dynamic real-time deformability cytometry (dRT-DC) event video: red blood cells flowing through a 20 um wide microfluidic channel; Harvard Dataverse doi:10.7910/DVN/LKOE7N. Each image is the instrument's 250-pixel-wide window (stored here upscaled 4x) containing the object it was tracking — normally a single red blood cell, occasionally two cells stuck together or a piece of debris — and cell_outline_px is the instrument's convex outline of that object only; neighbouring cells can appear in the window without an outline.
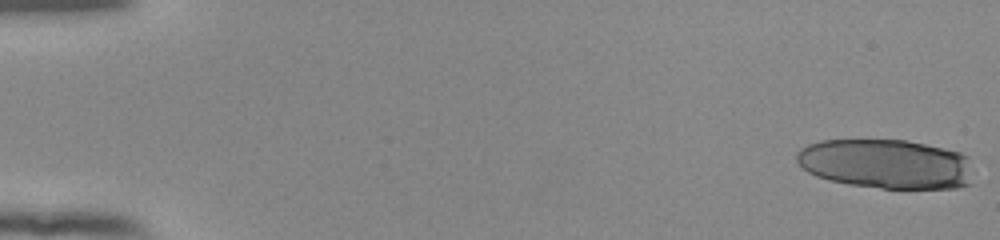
{"species": "human", "species_latin": "Homo sapiens", "temperature_condition": "room temperature", "stored_images_in_passage": 19, "camera_frame_rate_fps": 3000, "um_per_image_px": 0.085, "donor": {"sex": "female"}, "frame": {"image": 1, "passage_image": 1, "time_ms": 0.0, "image_size_px": [1000, 240], "cell_outline_px": [[972, 184], [956, 188], [880, 188], [848, 184], [828, 180], [816, 176], [808, 172], [796, 160], [796, 152], [800, 148], [808, 144], [820, 140], [904, 140], [944, 148], [960, 152], [968, 156]], "centroid_in_image_um": [75.3, 13.93], "position_along_channel_um": 9.7, "area_um2": 51.1}}